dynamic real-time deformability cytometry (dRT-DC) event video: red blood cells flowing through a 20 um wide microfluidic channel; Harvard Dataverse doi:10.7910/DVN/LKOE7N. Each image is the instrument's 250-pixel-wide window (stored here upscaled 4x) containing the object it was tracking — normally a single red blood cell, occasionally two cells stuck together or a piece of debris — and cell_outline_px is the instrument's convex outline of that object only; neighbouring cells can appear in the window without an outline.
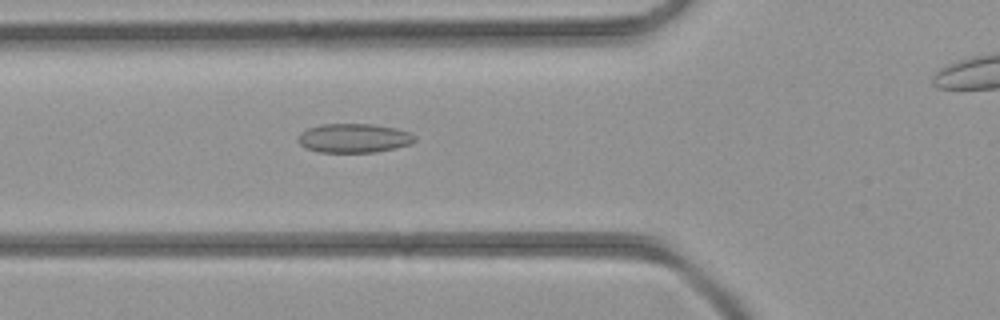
{"species": "common noctule bat (a hibernating species)", "species_latin": "Nyctalus noctula", "temperature_condition": "room temperature", "stored_images_in_passage": 25, "camera_frame_rate_fps": 3000, "um_per_image_px": 0.085, "animal": {"sex": "female", "body_mass_g": 21.9}, "frame": {"image": 1, "passage_image": 3, "time_ms": 0.667, "image_size_px": [1000, 320], "cell_outline_px": [[416, 140], [408, 144], [396, 148], [372, 152], [320, 152], [304, 148], [296, 140], [300, 132], [308, 128], [324, 124], [372, 124], [396, 128], [408, 132], [416, 136]], "centroid_in_image_um": [30.04, 11.74], "position_along_channel_um": 95.8, "area_um2": 19.77}}
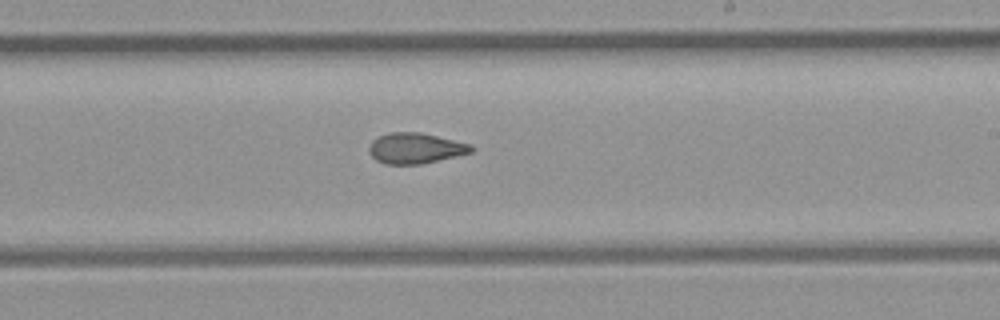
{"frame": {"image": 2, "passage_image": 13, "time_ms": 4.0, "image_size_px": [1000, 320], "cell_outline_px": [[476, 148], [472, 152], [420, 164], [384, 164], [376, 160], [368, 152], [368, 148], [372, 140], [380, 136], [392, 132], [420, 132], [472, 144]], "centroid_in_image_um": [35.31, 12.6], "position_along_channel_um": 253.7, "area_um2": 18.21}}
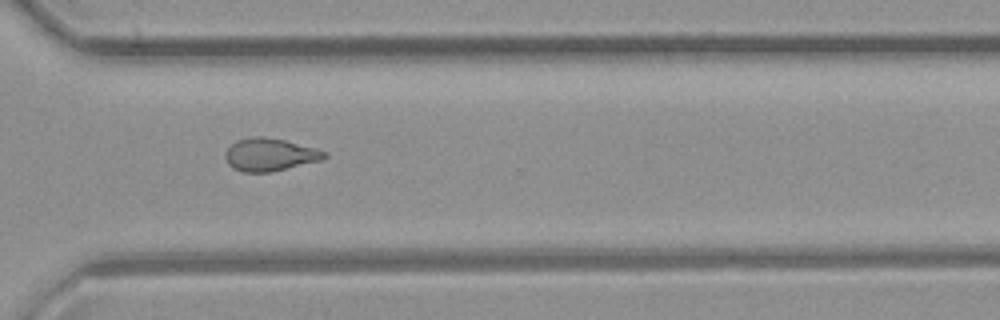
{"frame": {"image": 3, "passage_image": 19, "time_ms": 6.0, "image_size_px": [1000, 320], "cell_outline_px": [[328, 156], [320, 160], [272, 172], [244, 172], [232, 168], [228, 164], [224, 156], [224, 152], [236, 140], [248, 136], [264, 136], [284, 140], [316, 148], [328, 152]], "centroid_in_image_um": [22.91, 13.13], "position_along_channel_um": 347.7, "area_um2": 19.07}}